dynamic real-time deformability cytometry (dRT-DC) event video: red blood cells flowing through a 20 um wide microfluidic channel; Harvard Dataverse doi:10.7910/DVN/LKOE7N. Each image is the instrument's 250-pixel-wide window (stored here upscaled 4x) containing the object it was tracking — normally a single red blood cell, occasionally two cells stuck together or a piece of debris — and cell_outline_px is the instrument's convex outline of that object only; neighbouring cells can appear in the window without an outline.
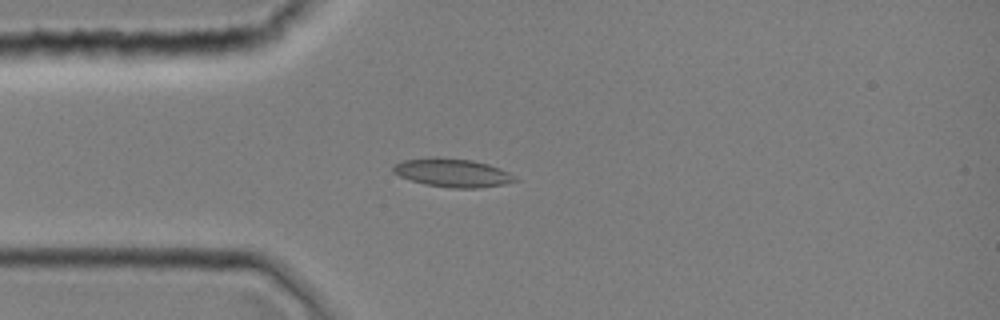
{"species": "common noctule bat (a hibernating species)", "species_latin": "Nyctalus noctula", "temperature_condition": "room temperature", "stored_images_in_passage": 1, "camera_frame_rate_fps": 3000, "um_per_image_px": 0.085, "animal": {"sex": "female", "body_mass_g": 19.0, "forearm_length_mm": 51.5}, "frame": {"image": 1, "passage_image": 1, "time_ms": 0.0, "image_size_px": [1000, 320], "cell_outline_px": [[520, 180], [504, 184], [476, 188], [452, 188], [424, 184], [400, 176], [392, 172], [392, 164], [404, 160], [432, 156], [436, 156], [472, 160], [488, 164], [500, 168], [508, 172]], "centroid_in_image_um": [38.43, 14.67], "position_along_channel_um": 46.6, "area_um2": 20.35}}